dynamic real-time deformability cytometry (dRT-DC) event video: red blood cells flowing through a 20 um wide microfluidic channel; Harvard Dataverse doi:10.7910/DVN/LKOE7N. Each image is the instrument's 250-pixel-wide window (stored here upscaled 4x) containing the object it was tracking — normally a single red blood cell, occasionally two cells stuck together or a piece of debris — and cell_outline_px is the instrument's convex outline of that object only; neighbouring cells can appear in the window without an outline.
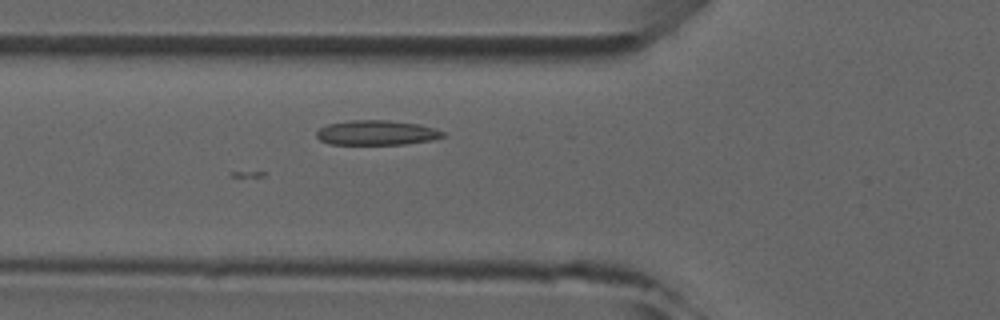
{"species": "common noctule bat (a hibernating species)", "species_latin": "Nyctalus noctula", "temperature_condition": "room temperature", "stored_images_in_passage": 2, "camera_frame_rate_fps": 3000, "um_per_image_px": 0.085, "animal": {"sex": "male", "forearm_length_mm": 52.5}, "frame": {"image": 1, "passage_image": 2, "time_ms": 2.0, "image_size_px": [1000, 320], "cell_outline_px": [[444, 136], [432, 140], [404, 144], [328, 144], [320, 140], [316, 136], [316, 132], [320, 128], [328, 124], [352, 120], [388, 120], [420, 124], [444, 132]], "centroid_in_image_um": [31.99, 11.28], "position_along_channel_um": 93.8, "area_um2": 18.15}}